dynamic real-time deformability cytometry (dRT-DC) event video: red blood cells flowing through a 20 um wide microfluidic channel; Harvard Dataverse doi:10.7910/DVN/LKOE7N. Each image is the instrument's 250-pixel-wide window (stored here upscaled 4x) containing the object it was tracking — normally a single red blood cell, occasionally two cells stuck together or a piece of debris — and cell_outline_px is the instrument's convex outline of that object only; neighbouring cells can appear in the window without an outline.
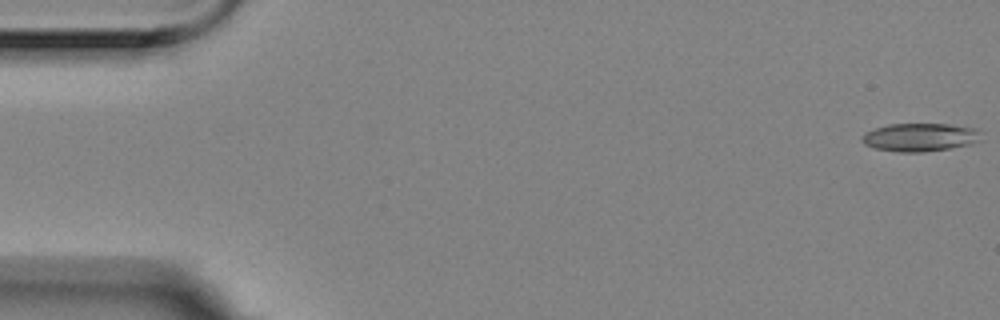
{"species": "Egyptian fruit bat (a non-hibernating species)", "species_latin": "Rousettus aegyptiacus", "temperature_condition": "room temperature", "stored_images_in_passage": 5, "camera_frame_rate_fps": 3000, "um_per_image_px": 0.085, "animal": {"sex": "female"}, "frame": {"image": 1, "passage_image": 1, "time_ms": 0.0, "image_size_px": [1000, 320], "cell_outline_px": [[984, 140], [972, 144], [948, 148], [920, 152], [896, 152], [876, 148], [864, 144], [860, 140], [868, 132], [876, 128], [888, 124], [948, 124], [976, 128]], "centroid_in_image_um": [78.25, 11.67], "position_along_channel_um": 6.7, "area_um2": 19.48}}
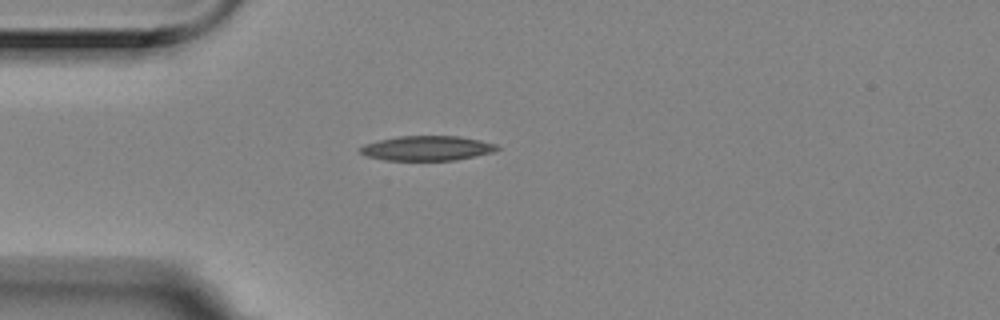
{"frame": {"image": 2, "passage_image": 4, "time_ms": 1.0, "image_size_px": [1000, 320], "cell_outline_px": [[500, 148], [492, 152], [456, 160], [384, 160], [368, 156], [360, 152], [360, 148], [364, 144], [380, 140], [400, 136], [460, 136], [480, 140], [496, 144]], "centroid_in_image_um": [36.31, 12.59], "position_along_channel_um": 48.7, "area_um2": 19.54}}